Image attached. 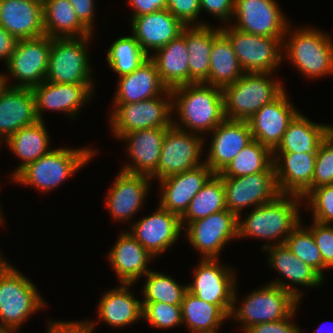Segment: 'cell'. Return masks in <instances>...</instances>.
<instances>
[{"mask_svg": "<svg viewBox=\"0 0 333 333\" xmlns=\"http://www.w3.org/2000/svg\"><path fill=\"white\" fill-rule=\"evenodd\" d=\"M47 333H94V328L92 327L89 320L80 321H50L47 326Z\"/></svg>", "mask_w": 333, "mask_h": 333, "instance_id": "obj_51", "label": "cell"}, {"mask_svg": "<svg viewBox=\"0 0 333 333\" xmlns=\"http://www.w3.org/2000/svg\"><path fill=\"white\" fill-rule=\"evenodd\" d=\"M220 30L210 24L203 26H186V47L189 66V84L204 83L210 69V53L214 35Z\"/></svg>", "mask_w": 333, "mask_h": 333, "instance_id": "obj_35", "label": "cell"}, {"mask_svg": "<svg viewBox=\"0 0 333 333\" xmlns=\"http://www.w3.org/2000/svg\"><path fill=\"white\" fill-rule=\"evenodd\" d=\"M166 9L184 26L208 25L206 21L198 22L201 13L200 0H167Z\"/></svg>", "mask_w": 333, "mask_h": 333, "instance_id": "obj_47", "label": "cell"}, {"mask_svg": "<svg viewBox=\"0 0 333 333\" xmlns=\"http://www.w3.org/2000/svg\"><path fill=\"white\" fill-rule=\"evenodd\" d=\"M331 133L333 134V124L331 125Z\"/></svg>", "mask_w": 333, "mask_h": 333, "instance_id": "obj_58", "label": "cell"}, {"mask_svg": "<svg viewBox=\"0 0 333 333\" xmlns=\"http://www.w3.org/2000/svg\"><path fill=\"white\" fill-rule=\"evenodd\" d=\"M94 89V85L43 81L32 88L38 119L43 121L42 112L51 110L66 113L73 120L93 98Z\"/></svg>", "mask_w": 333, "mask_h": 333, "instance_id": "obj_18", "label": "cell"}, {"mask_svg": "<svg viewBox=\"0 0 333 333\" xmlns=\"http://www.w3.org/2000/svg\"><path fill=\"white\" fill-rule=\"evenodd\" d=\"M0 26L17 40L45 36L43 3L36 0H0Z\"/></svg>", "mask_w": 333, "mask_h": 333, "instance_id": "obj_27", "label": "cell"}, {"mask_svg": "<svg viewBox=\"0 0 333 333\" xmlns=\"http://www.w3.org/2000/svg\"><path fill=\"white\" fill-rule=\"evenodd\" d=\"M142 319L149 322L150 327L158 329L174 328L183 324L181 305L163 302H142Z\"/></svg>", "mask_w": 333, "mask_h": 333, "instance_id": "obj_44", "label": "cell"}, {"mask_svg": "<svg viewBox=\"0 0 333 333\" xmlns=\"http://www.w3.org/2000/svg\"><path fill=\"white\" fill-rule=\"evenodd\" d=\"M222 179L227 209L237 217L242 209L258 207L280 194L274 164L265 172Z\"/></svg>", "mask_w": 333, "mask_h": 333, "instance_id": "obj_16", "label": "cell"}, {"mask_svg": "<svg viewBox=\"0 0 333 333\" xmlns=\"http://www.w3.org/2000/svg\"><path fill=\"white\" fill-rule=\"evenodd\" d=\"M50 48L51 37L46 35L34 39L17 40L6 64L8 75L4 72L0 73L2 84L9 87L33 88L45 81ZM12 78H15V84L9 83L8 80Z\"/></svg>", "mask_w": 333, "mask_h": 333, "instance_id": "obj_10", "label": "cell"}, {"mask_svg": "<svg viewBox=\"0 0 333 333\" xmlns=\"http://www.w3.org/2000/svg\"><path fill=\"white\" fill-rule=\"evenodd\" d=\"M263 251L268 253L270 268L282 276V279L269 283L289 291L300 301L303 298L302 290H298L296 285L317 288L323 284L324 279L312 267L296 257L285 244L271 245L264 248Z\"/></svg>", "mask_w": 333, "mask_h": 333, "instance_id": "obj_21", "label": "cell"}, {"mask_svg": "<svg viewBox=\"0 0 333 333\" xmlns=\"http://www.w3.org/2000/svg\"><path fill=\"white\" fill-rule=\"evenodd\" d=\"M38 121L32 88L0 85V140Z\"/></svg>", "mask_w": 333, "mask_h": 333, "instance_id": "obj_26", "label": "cell"}, {"mask_svg": "<svg viewBox=\"0 0 333 333\" xmlns=\"http://www.w3.org/2000/svg\"><path fill=\"white\" fill-rule=\"evenodd\" d=\"M284 90L273 73L245 72L237 81L222 88L225 117L247 121Z\"/></svg>", "mask_w": 333, "mask_h": 333, "instance_id": "obj_7", "label": "cell"}, {"mask_svg": "<svg viewBox=\"0 0 333 333\" xmlns=\"http://www.w3.org/2000/svg\"><path fill=\"white\" fill-rule=\"evenodd\" d=\"M108 261L120 284H136L150 269L152 255L127 231L120 233L113 248L108 252Z\"/></svg>", "mask_w": 333, "mask_h": 333, "instance_id": "obj_29", "label": "cell"}, {"mask_svg": "<svg viewBox=\"0 0 333 333\" xmlns=\"http://www.w3.org/2000/svg\"><path fill=\"white\" fill-rule=\"evenodd\" d=\"M105 51L108 67L118 74V77L132 73L149 58L132 34L114 40Z\"/></svg>", "mask_w": 333, "mask_h": 333, "instance_id": "obj_41", "label": "cell"}, {"mask_svg": "<svg viewBox=\"0 0 333 333\" xmlns=\"http://www.w3.org/2000/svg\"><path fill=\"white\" fill-rule=\"evenodd\" d=\"M329 329L327 327L325 328V327H322L320 325V327H318L317 329H315L314 333H333V328L331 330H329Z\"/></svg>", "mask_w": 333, "mask_h": 333, "instance_id": "obj_56", "label": "cell"}, {"mask_svg": "<svg viewBox=\"0 0 333 333\" xmlns=\"http://www.w3.org/2000/svg\"><path fill=\"white\" fill-rule=\"evenodd\" d=\"M79 21L93 34L95 18V1L94 0H69Z\"/></svg>", "mask_w": 333, "mask_h": 333, "instance_id": "obj_52", "label": "cell"}, {"mask_svg": "<svg viewBox=\"0 0 333 333\" xmlns=\"http://www.w3.org/2000/svg\"><path fill=\"white\" fill-rule=\"evenodd\" d=\"M110 129L117 140L126 133L136 130L170 127L172 111V92L167 89L163 94L128 104H112Z\"/></svg>", "mask_w": 333, "mask_h": 333, "instance_id": "obj_9", "label": "cell"}, {"mask_svg": "<svg viewBox=\"0 0 333 333\" xmlns=\"http://www.w3.org/2000/svg\"><path fill=\"white\" fill-rule=\"evenodd\" d=\"M152 179L147 175L120 170L105 198L111 218L116 222H129L144 206Z\"/></svg>", "mask_w": 333, "mask_h": 333, "instance_id": "obj_19", "label": "cell"}, {"mask_svg": "<svg viewBox=\"0 0 333 333\" xmlns=\"http://www.w3.org/2000/svg\"><path fill=\"white\" fill-rule=\"evenodd\" d=\"M215 173L204 163L182 173L158 180L159 206L182 216L189 203Z\"/></svg>", "mask_w": 333, "mask_h": 333, "instance_id": "obj_22", "label": "cell"}, {"mask_svg": "<svg viewBox=\"0 0 333 333\" xmlns=\"http://www.w3.org/2000/svg\"><path fill=\"white\" fill-rule=\"evenodd\" d=\"M302 221L293 229L286 238L285 245L300 260L312 267L324 280L323 271L328 268L323 264L322 255L317 247L313 234L308 226H302Z\"/></svg>", "mask_w": 333, "mask_h": 333, "instance_id": "obj_43", "label": "cell"}, {"mask_svg": "<svg viewBox=\"0 0 333 333\" xmlns=\"http://www.w3.org/2000/svg\"><path fill=\"white\" fill-rule=\"evenodd\" d=\"M113 104L141 102L163 94L168 88L162 83L156 64L146 59L132 73L118 77Z\"/></svg>", "mask_w": 333, "mask_h": 333, "instance_id": "obj_31", "label": "cell"}, {"mask_svg": "<svg viewBox=\"0 0 333 333\" xmlns=\"http://www.w3.org/2000/svg\"><path fill=\"white\" fill-rule=\"evenodd\" d=\"M2 213L3 212L1 211V207H0V226H2L3 222L5 221V220H3L4 218H3V214Z\"/></svg>", "mask_w": 333, "mask_h": 333, "instance_id": "obj_57", "label": "cell"}, {"mask_svg": "<svg viewBox=\"0 0 333 333\" xmlns=\"http://www.w3.org/2000/svg\"><path fill=\"white\" fill-rule=\"evenodd\" d=\"M133 9L131 17L150 14L167 7V0H127Z\"/></svg>", "mask_w": 333, "mask_h": 333, "instance_id": "obj_53", "label": "cell"}, {"mask_svg": "<svg viewBox=\"0 0 333 333\" xmlns=\"http://www.w3.org/2000/svg\"><path fill=\"white\" fill-rule=\"evenodd\" d=\"M120 285L101 295L97 305L99 320L95 322L89 319L93 328L99 321H104L112 328L122 329L142 320V301L138 300L129 288L134 284L121 283Z\"/></svg>", "mask_w": 333, "mask_h": 333, "instance_id": "obj_30", "label": "cell"}, {"mask_svg": "<svg viewBox=\"0 0 333 333\" xmlns=\"http://www.w3.org/2000/svg\"><path fill=\"white\" fill-rule=\"evenodd\" d=\"M235 0H200V9L216 19L231 23L234 15Z\"/></svg>", "mask_w": 333, "mask_h": 333, "instance_id": "obj_50", "label": "cell"}, {"mask_svg": "<svg viewBox=\"0 0 333 333\" xmlns=\"http://www.w3.org/2000/svg\"><path fill=\"white\" fill-rule=\"evenodd\" d=\"M143 283L142 302H163L171 305H181L187 285H181L171 276L162 272L150 270Z\"/></svg>", "mask_w": 333, "mask_h": 333, "instance_id": "obj_42", "label": "cell"}, {"mask_svg": "<svg viewBox=\"0 0 333 333\" xmlns=\"http://www.w3.org/2000/svg\"><path fill=\"white\" fill-rule=\"evenodd\" d=\"M312 222L308 228L321 252L323 264L328 269L333 268V225L322 224L315 220Z\"/></svg>", "mask_w": 333, "mask_h": 333, "instance_id": "obj_48", "label": "cell"}, {"mask_svg": "<svg viewBox=\"0 0 333 333\" xmlns=\"http://www.w3.org/2000/svg\"><path fill=\"white\" fill-rule=\"evenodd\" d=\"M220 29L228 37L244 72L274 73L282 65L284 39L248 34L230 24Z\"/></svg>", "mask_w": 333, "mask_h": 333, "instance_id": "obj_11", "label": "cell"}, {"mask_svg": "<svg viewBox=\"0 0 333 333\" xmlns=\"http://www.w3.org/2000/svg\"><path fill=\"white\" fill-rule=\"evenodd\" d=\"M130 22L131 34L148 56L152 50L156 51L175 39L185 27L167 9L131 17Z\"/></svg>", "mask_w": 333, "mask_h": 333, "instance_id": "obj_28", "label": "cell"}, {"mask_svg": "<svg viewBox=\"0 0 333 333\" xmlns=\"http://www.w3.org/2000/svg\"><path fill=\"white\" fill-rule=\"evenodd\" d=\"M237 286L233 294V305L229 315L239 321L243 332L252 325L281 321L288 318L300 305L301 301L289 291L268 282L263 287L256 288L246 294L238 307ZM300 302V303H299Z\"/></svg>", "mask_w": 333, "mask_h": 333, "instance_id": "obj_6", "label": "cell"}, {"mask_svg": "<svg viewBox=\"0 0 333 333\" xmlns=\"http://www.w3.org/2000/svg\"><path fill=\"white\" fill-rule=\"evenodd\" d=\"M244 73L228 37L220 29L214 35L209 74L204 83L223 88L237 81Z\"/></svg>", "mask_w": 333, "mask_h": 333, "instance_id": "obj_36", "label": "cell"}, {"mask_svg": "<svg viewBox=\"0 0 333 333\" xmlns=\"http://www.w3.org/2000/svg\"><path fill=\"white\" fill-rule=\"evenodd\" d=\"M273 151L253 140L219 173L222 178L247 176L267 171L273 165Z\"/></svg>", "mask_w": 333, "mask_h": 333, "instance_id": "obj_40", "label": "cell"}, {"mask_svg": "<svg viewBox=\"0 0 333 333\" xmlns=\"http://www.w3.org/2000/svg\"><path fill=\"white\" fill-rule=\"evenodd\" d=\"M281 9L276 0H235L230 25L248 34L284 39L291 21Z\"/></svg>", "mask_w": 333, "mask_h": 333, "instance_id": "obj_14", "label": "cell"}, {"mask_svg": "<svg viewBox=\"0 0 333 333\" xmlns=\"http://www.w3.org/2000/svg\"><path fill=\"white\" fill-rule=\"evenodd\" d=\"M43 297L27 276L10 265L0 275V331L16 333L32 314L47 307Z\"/></svg>", "mask_w": 333, "mask_h": 333, "instance_id": "obj_5", "label": "cell"}, {"mask_svg": "<svg viewBox=\"0 0 333 333\" xmlns=\"http://www.w3.org/2000/svg\"><path fill=\"white\" fill-rule=\"evenodd\" d=\"M171 92L172 111L178 116L172 119V125L179 129L203 137L226 119L220 87L191 83L172 88Z\"/></svg>", "mask_w": 333, "mask_h": 333, "instance_id": "obj_1", "label": "cell"}, {"mask_svg": "<svg viewBox=\"0 0 333 333\" xmlns=\"http://www.w3.org/2000/svg\"><path fill=\"white\" fill-rule=\"evenodd\" d=\"M45 35L51 38L93 35L78 19L69 0H44Z\"/></svg>", "mask_w": 333, "mask_h": 333, "instance_id": "obj_38", "label": "cell"}, {"mask_svg": "<svg viewBox=\"0 0 333 333\" xmlns=\"http://www.w3.org/2000/svg\"><path fill=\"white\" fill-rule=\"evenodd\" d=\"M91 147L57 148L50 150L24 167L12 180L18 185L30 186L48 193L65 183L69 177L86 166L98 153Z\"/></svg>", "mask_w": 333, "mask_h": 333, "instance_id": "obj_3", "label": "cell"}, {"mask_svg": "<svg viewBox=\"0 0 333 333\" xmlns=\"http://www.w3.org/2000/svg\"><path fill=\"white\" fill-rule=\"evenodd\" d=\"M226 209L223 179L219 174H214L189 203L187 210L180 217L181 225L184 229V226L195 220Z\"/></svg>", "mask_w": 333, "mask_h": 333, "instance_id": "obj_39", "label": "cell"}, {"mask_svg": "<svg viewBox=\"0 0 333 333\" xmlns=\"http://www.w3.org/2000/svg\"><path fill=\"white\" fill-rule=\"evenodd\" d=\"M187 51L185 26L180 35L149 56L156 64L162 83L168 89L189 84Z\"/></svg>", "mask_w": 333, "mask_h": 333, "instance_id": "obj_32", "label": "cell"}, {"mask_svg": "<svg viewBox=\"0 0 333 333\" xmlns=\"http://www.w3.org/2000/svg\"><path fill=\"white\" fill-rule=\"evenodd\" d=\"M12 265L6 258H4L0 252V275L10 266Z\"/></svg>", "mask_w": 333, "mask_h": 333, "instance_id": "obj_55", "label": "cell"}, {"mask_svg": "<svg viewBox=\"0 0 333 333\" xmlns=\"http://www.w3.org/2000/svg\"><path fill=\"white\" fill-rule=\"evenodd\" d=\"M167 128L143 129L124 134L120 139L127 143L126 153L130 162L123 164L121 170L157 179V166Z\"/></svg>", "mask_w": 333, "mask_h": 333, "instance_id": "obj_23", "label": "cell"}, {"mask_svg": "<svg viewBox=\"0 0 333 333\" xmlns=\"http://www.w3.org/2000/svg\"><path fill=\"white\" fill-rule=\"evenodd\" d=\"M204 141L198 134L174 125L168 127L157 166V181L204 164V159L201 160Z\"/></svg>", "mask_w": 333, "mask_h": 333, "instance_id": "obj_15", "label": "cell"}, {"mask_svg": "<svg viewBox=\"0 0 333 333\" xmlns=\"http://www.w3.org/2000/svg\"><path fill=\"white\" fill-rule=\"evenodd\" d=\"M297 309L281 321L265 322L252 325L243 333H302L301 329L293 322Z\"/></svg>", "mask_w": 333, "mask_h": 333, "instance_id": "obj_49", "label": "cell"}, {"mask_svg": "<svg viewBox=\"0 0 333 333\" xmlns=\"http://www.w3.org/2000/svg\"><path fill=\"white\" fill-rule=\"evenodd\" d=\"M330 132V124H318L299 112L289 123L281 143L273 152L317 153L320 143Z\"/></svg>", "mask_w": 333, "mask_h": 333, "instance_id": "obj_34", "label": "cell"}, {"mask_svg": "<svg viewBox=\"0 0 333 333\" xmlns=\"http://www.w3.org/2000/svg\"><path fill=\"white\" fill-rule=\"evenodd\" d=\"M333 185V134L330 132L320 143L316 154L312 189Z\"/></svg>", "mask_w": 333, "mask_h": 333, "instance_id": "obj_46", "label": "cell"}, {"mask_svg": "<svg viewBox=\"0 0 333 333\" xmlns=\"http://www.w3.org/2000/svg\"><path fill=\"white\" fill-rule=\"evenodd\" d=\"M48 133L45 120H39L33 125L21 128L3 142L9 147L11 153L21 161L13 173L11 172L10 179H13L29 163L52 150L50 149L51 141Z\"/></svg>", "mask_w": 333, "mask_h": 333, "instance_id": "obj_33", "label": "cell"}, {"mask_svg": "<svg viewBox=\"0 0 333 333\" xmlns=\"http://www.w3.org/2000/svg\"><path fill=\"white\" fill-rule=\"evenodd\" d=\"M94 35L51 38L45 80L53 83L93 85L88 43ZM90 41V42H89Z\"/></svg>", "mask_w": 333, "mask_h": 333, "instance_id": "obj_8", "label": "cell"}, {"mask_svg": "<svg viewBox=\"0 0 333 333\" xmlns=\"http://www.w3.org/2000/svg\"><path fill=\"white\" fill-rule=\"evenodd\" d=\"M157 206L151 215L131 223L128 231L153 258L170 249L184 231L180 216Z\"/></svg>", "mask_w": 333, "mask_h": 333, "instance_id": "obj_17", "label": "cell"}, {"mask_svg": "<svg viewBox=\"0 0 333 333\" xmlns=\"http://www.w3.org/2000/svg\"><path fill=\"white\" fill-rule=\"evenodd\" d=\"M317 153L273 152L276 182L280 194L304 198L312 190Z\"/></svg>", "mask_w": 333, "mask_h": 333, "instance_id": "obj_25", "label": "cell"}, {"mask_svg": "<svg viewBox=\"0 0 333 333\" xmlns=\"http://www.w3.org/2000/svg\"><path fill=\"white\" fill-rule=\"evenodd\" d=\"M306 202V203H304ZM303 203L312 213V220L322 224L333 223V185L313 188L304 198Z\"/></svg>", "mask_w": 333, "mask_h": 333, "instance_id": "obj_45", "label": "cell"}, {"mask_svg": "<svg viewBox=\"0 0 333 333\" xmlns=\"http://www.w3.org/2000/svg\"><path fill=\"white\" fill-rule=\"evenodd\" d=\"M300 202H303L301 196L279 194L272 201L252 208L246 218L238 217V239H264L267 243H263L262 250L285 244L286 238L301 222Z\"/></svg>", "mask_w": 333, "mask_h": 333, "instance_id": "obj_2", "label": "cell"}, {"mask_svg": "<svg viewBox=\"0 0 333 333\" xmlns=\"http://www.w3.org/2000/svg\"><path fill=\"white\" fill-rule=\"evenodd\" d=\"M209 134L211 142L205 163L219 174L235 156L253 141L248 121L225 119Z\"/></svg>", "mask_w": 333, "mask_h": 333, "instance_id": "obj_24", "label": "cell"}, {"mask_svg": "<svg viewBox=\"0 0 333 333\" xmlns=\"http://www.w3.org/2000/svg\"><path fill=\"white\" fill-rule=\"evenodd\" d=\"M183 324L191 333H219L229 315L214 305L186 292L181 303ZM222 323V324H221Z\"/></svg>", "mask_w": 333, "mask_h": 333, "instance_id": "obj_37", "label": "cell"}, {"mask_svg": "<svg viewBox=\"0 0 333 333\" xmlns=\"http://www.w3.org/2000/svg\"><path fill=\"white\" fill-rule=\"evenodd\" d=\"M219 259H200L193 270V281L187 284L191 294L205 302L219 305L230 315L237 276L229 266H223Z\"/></svg>", "mask_w": 333, "mask_h": 333, "instance_id": "obj_12", "label": "cell"}, {"mask_svg": "<svg viewBox=\"0 0 333 333\" xmlns=\"http://www.w3.org/2000/svg\"><path fill=\"white\" fill-rule=\"evenodd\" d=\"M184 230L186 239L201 254V259H219L225 245L238 239V217L226 209L195 220Z\"/></svg>", "mask_w": 333, "mask_h": 333, "instance_id": "obj_13", "label": "cell"}, {"mask_svg": "<svg viewBox=\"0 0 333 333\" xmlns=\"http://www.w3.org/2000/svg\"><path fill=\"white\" fill-rule=\"evenodd\" d=\"M291 25L284 35L283 58H288L305 78L314 80L332 75L333 39L330 35L307 26L292 31L294 26Z\"/></svg>", "mask_w": 333, "mask_h": 333, "instance_id": "obj_4", "label": "cell"}, {"mask_svg": "<svg viewBox=\"0 0 333 333\" xmlns=\"http://www.w3.org/2000/svg\"><path fill=\"white\" fill-rule=\"evenodd\" d=\"M286 93L285 89L276 99L265 104L247 120L253 140L259 141L272 151L281 143L289 123L300 112Z\"/></svg>", "mask_w": 333, "mask_h": 333, "instance_id": "obj_20", "label": "cell"}, {"mask_svg": "<svg viewBox=\"0 0 333 333\" xmlns=\"http://www.w3.org/2000/svg\"><path fill=\"white\" fill-rule=\"evenodd\" d=\"M17 39L7 30L0 26V60L7 64L11 54L14 51Z\"/></svg>", "mask_w": 333, "mask_h": 333, "instance_id": "obj_54", "label": "cell"}]
</instances>
